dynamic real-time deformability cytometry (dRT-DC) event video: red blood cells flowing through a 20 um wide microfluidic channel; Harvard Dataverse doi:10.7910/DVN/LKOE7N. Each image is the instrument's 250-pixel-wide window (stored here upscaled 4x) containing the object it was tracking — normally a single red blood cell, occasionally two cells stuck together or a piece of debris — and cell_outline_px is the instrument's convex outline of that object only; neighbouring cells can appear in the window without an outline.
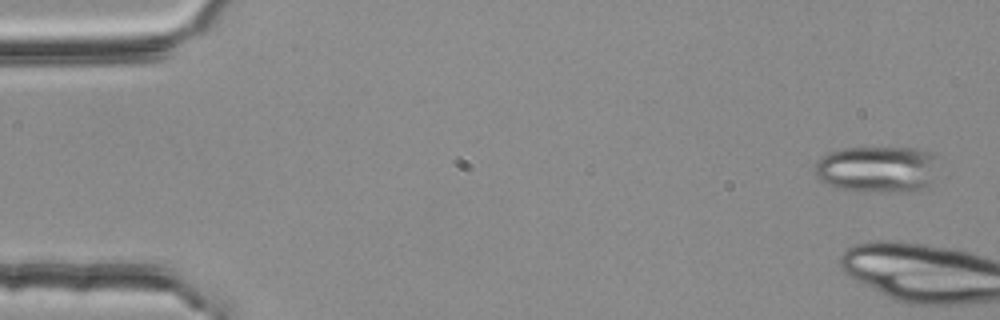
{"species": "common noctule bat (a hibernating species)", "species_latin": "Nyctalus noctula", "temperature_condition": "room temperature", "stored_images_in_passage": 6, "camera_frame_rate_fps": 3000, "um_per_image_px": 0.085, "animal": {"sex": "female", "body_mass_g": 25.1}, "frame": {"image": 1, "passage_image": 1, "time_ms": 0.0, "image_size_px": [1000, 320], "cell_outline_px": [[940, 156], [928, 184], [920, 192], [856, 192], [836, 188], [820, 180], [816, 176], [816, 160], [828, 152], [844, 148], [916, 148], [932, 152]], "centroid_in_image_um": [74.58, 14.39], "position_along_channel_um": 10.4, "area_um2": 34.16}}